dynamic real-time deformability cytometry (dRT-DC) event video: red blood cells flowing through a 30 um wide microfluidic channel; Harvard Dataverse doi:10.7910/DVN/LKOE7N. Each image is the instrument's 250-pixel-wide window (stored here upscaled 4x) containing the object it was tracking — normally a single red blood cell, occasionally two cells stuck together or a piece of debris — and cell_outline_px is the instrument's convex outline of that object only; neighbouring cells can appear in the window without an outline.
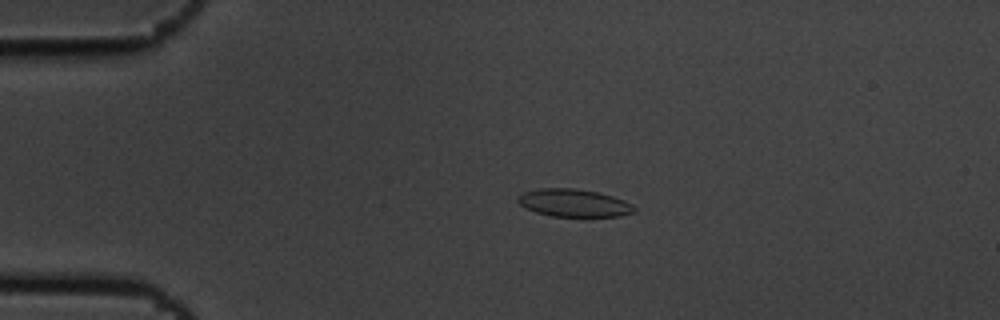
{"species": "common noctule bat (a hibernating species)", "species_latin": "Nyctalus noctula", "temperature_condition": "cold", "stored_images_in_passage": 4, "camera_frame_rate_fps": 3000, "um_per_image_px": 0.085, "animal": {"sex": "male", "body_mass_g": 19.5, "forearm_length_mm": 54.6}, "frame": {"image": 1, "passage_image": 3, "time_ms": 0.667, "image_size_px": [1000, 320], "cell_outline_px": [[636, 212], [620, 216], [584, 220], [552, 216], [536, 212], [520, 204], [516, 200], [516, 196], [524, 192], [540, 188], [576, 188], [596, 192], [612, 196], [624, 200], [632, 204], [636, 208]], "centroid_in_image_um": [48.83, 17.31], "position_along_channel_um": 36.2, "area_um2": 19.71}}